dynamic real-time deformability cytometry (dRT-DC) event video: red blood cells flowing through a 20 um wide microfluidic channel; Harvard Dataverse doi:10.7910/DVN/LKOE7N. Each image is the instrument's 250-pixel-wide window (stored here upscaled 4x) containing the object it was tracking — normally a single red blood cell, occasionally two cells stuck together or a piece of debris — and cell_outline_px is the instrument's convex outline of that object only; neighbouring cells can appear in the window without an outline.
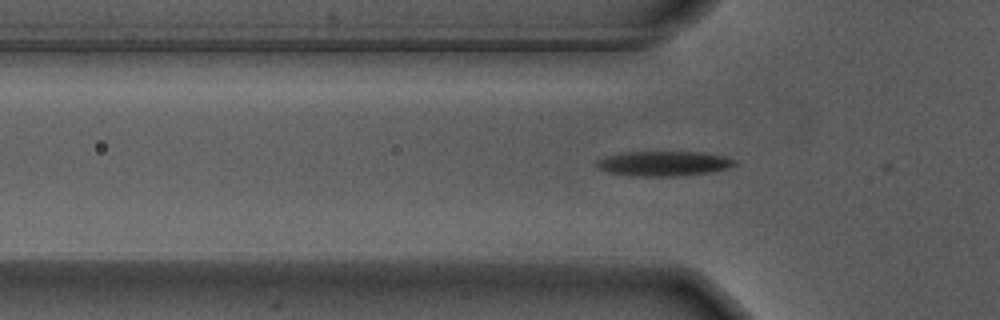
{"species": "Egyptian fruit bat (a non-hibernating species)", "species_latin": "Rousettus aegyptiacus", "temperature_condition": "warm", "stored_images_in_passage": 21, "camera_frame_rate_fps": 3000, "um_per_image_px": 0.085, "animal": {"sex": "male"}, "frame": {"image": 1, "passage_image": 17, "time_ms": 5.333, "image_size_px": [1000, 320], "cell_outline_px": [[736, 164], [728, 168], [712, 172], [680, 176], [632, 176], [608, 172], [600, 168], [596, 164], [600, 160], [608, 156], [628, 152], [700, 152], [724, 156], [736, 160]], "centroid_in_image_um": [56.49, 13.91], "position_along_channel_um": 69.3, "area_um2": 19.77}}
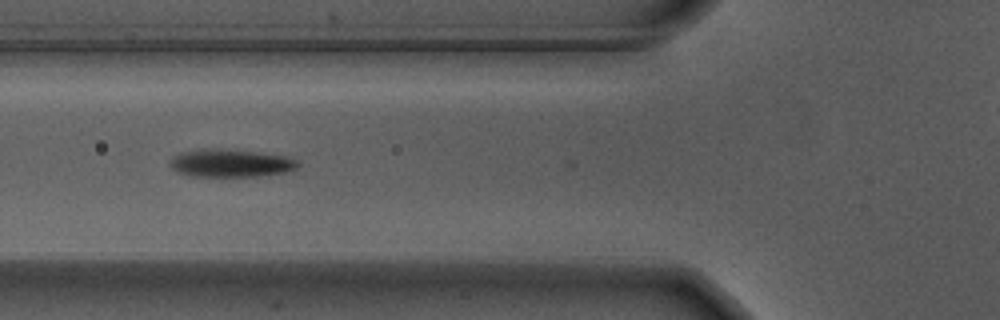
{"frame": {"image": 2, "passage_image": 20, "time_ms": 6.333, "image_size_px": [1000, 320], "cell_outline_px": [[300, 164], [296, 168], [284, 172], [260, 176], [188, 176], [172, 168], [168, 164], [172, 156], [180, 152], [208, 148], [216, 148], [252, 152], [284, 156], [296, 160]], "centroid_in_image_um": [19.54, 13.87], "position_along_channel_um": 106.3, "area_um2": 20.52}}